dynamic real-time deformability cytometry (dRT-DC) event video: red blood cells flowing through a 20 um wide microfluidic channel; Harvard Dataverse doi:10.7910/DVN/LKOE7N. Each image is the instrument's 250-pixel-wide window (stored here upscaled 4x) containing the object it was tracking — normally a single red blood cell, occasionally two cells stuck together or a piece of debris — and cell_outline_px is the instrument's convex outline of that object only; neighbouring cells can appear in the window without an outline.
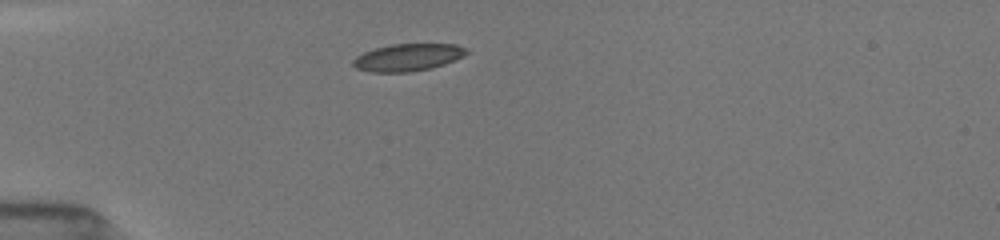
{"species": "common noctule bat (a hibernating species)", "species_latin": "Nyctalus noctula", "temperature_condition": "room temperature", "stored_images_in_passage": 3, "camera_frame_rate_fps": 3000, "um_per_image_px": 0.085, "animal": {"sex": "female", "body_mass_g": 19.5, "forearm_length_mm": 54.1}, "frame": {"image": 1, "passage_image": 1, "time_ms": 0.0, "image_size_px": [1000, 240], "cell_outline_px": [[468, 52], [464, 56], [444, 64], [432, 68], [408, 72], [368, 72], [356, 68], [352, 64], [352, 60], [356, 56], [364, 52], [376, 48], [392, 44], [456, 44], [468, 48]], "centroid_in_image_um": [34.67, 4.88], "position_along_channel_um": 50.3, "area_um2": 18.09}}
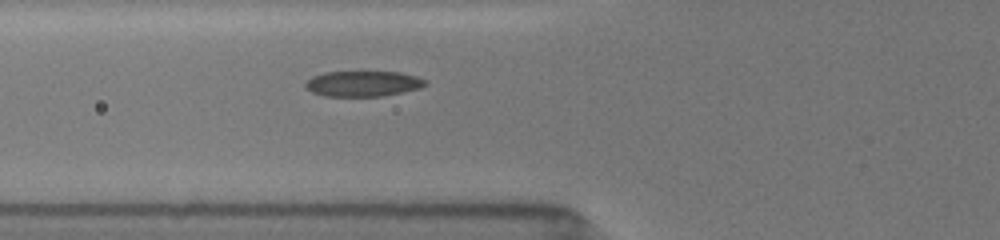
{"frame": {"image": 2, "passage_image": 3, "time_ms": 1.667, "image_size_px": [1000, 240], "cell_outline_px": [[428, 84], [420, 88], [380, 96], [324, 96], [312, 92], [304, 88], [304, 84], [312, 76], [324, 72], [400, 72], [416, 76], [424, 80]], "centroid_in_image_um": [30.81, 7.11], "position_along_channel_um": 95.0, "area_um2": 17.74}}